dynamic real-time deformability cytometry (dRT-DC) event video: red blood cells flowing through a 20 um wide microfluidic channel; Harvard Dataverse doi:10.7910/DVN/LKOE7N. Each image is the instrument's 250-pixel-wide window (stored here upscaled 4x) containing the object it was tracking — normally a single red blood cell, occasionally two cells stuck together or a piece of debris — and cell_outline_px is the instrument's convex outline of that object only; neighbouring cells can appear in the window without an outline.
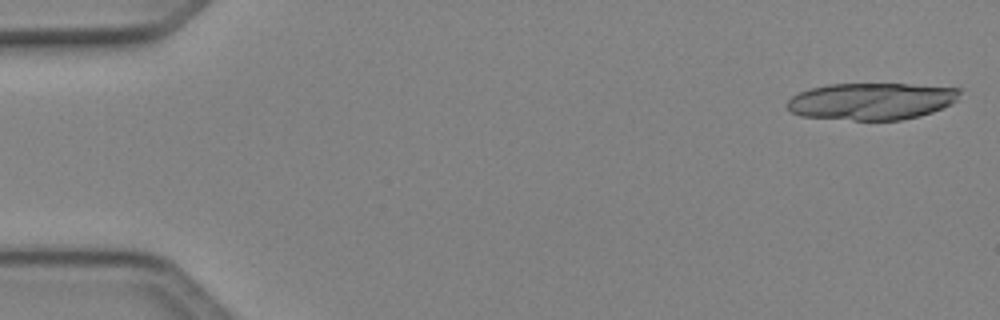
{"species": "Egyptian fruit bat (a non-hibernating species)", "species_latin": "Rousettus aegyptiacus", "temperature_condition": "cold", "stored_images_in_passage": 16, "camera_frame_rate_fps": 3000, "um_per_image_px": 0.085, "animal": {"sex": "female"}, "frame": {"image": 1, "passage_image": 1, "time_ms": 0.0, "image_size_px": [1000, 320], "cell_outline_px": [[964, 88], [960, 100], [944, 108], [920, 116], [900, 120], [852, 120], [800, 116], [792, 112], [784, 104], [792, 96], [800, 92], [812, 88], [828, 84], [908, 84]], "centroid_in_image_um": [74.15, 8.6], "position_along_channel_um": 10.8, "area_um2": 37.69}}